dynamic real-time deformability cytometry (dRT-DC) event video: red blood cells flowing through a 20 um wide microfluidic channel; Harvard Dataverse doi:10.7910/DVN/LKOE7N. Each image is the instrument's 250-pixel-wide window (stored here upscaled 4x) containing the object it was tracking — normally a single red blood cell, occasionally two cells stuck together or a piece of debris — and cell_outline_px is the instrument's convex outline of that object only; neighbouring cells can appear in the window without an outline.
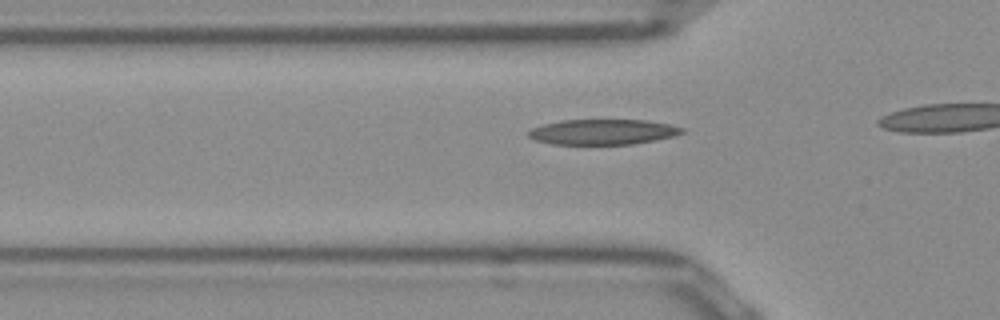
{"species": "Egyptian fruit bat (a non-hibernating species)", "species_latin": "Rousettus aegyptiacus", "temperature_condition": "room temperature", "stored_images_in_passage": 17, "camera_frame_rate_fps": 3000, "um_per_image_px": 0.085, "frame": {"image": 1, "passage_image": 12, "time_ms": 3.667, "image_size_px": [1000, 320], "cell_outline_px": [[684, 132], [676, 136], [656, 140], [632, 144], [552, 144], [536, 140], [528, 136], [528, 132], [532, 128], [544, 124], [560, 120], [648, 120], [672, 124], [684, 128]], "centroid_in_image_um": [51.3, 11.21], "position_along_channel_um": 74.5, "area_um2": 22.77}}
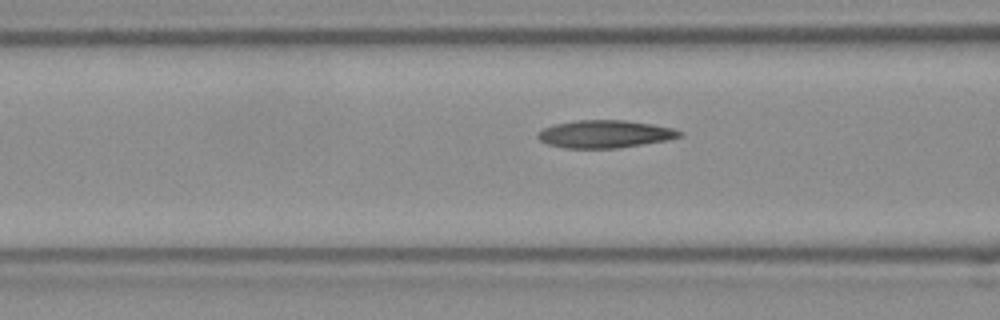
{"frame": {"image": 2, "passage_image": 15, "time_ms": 4.667, "image_size_px": [1000, 320], "cell_outline_px": [[684, 136], [668, 140], [616, 148], [564, 148], [548, 144], [540, 140], [536, 136], [536, 132], [552, 124], [576, 120], [624, 120], [652, 124], [672, 128], [684, 132]], "centroid_in_image_um": [51.41, 11.39], "position_along_channel_um": 115.2, "area_um2": 23.0}}